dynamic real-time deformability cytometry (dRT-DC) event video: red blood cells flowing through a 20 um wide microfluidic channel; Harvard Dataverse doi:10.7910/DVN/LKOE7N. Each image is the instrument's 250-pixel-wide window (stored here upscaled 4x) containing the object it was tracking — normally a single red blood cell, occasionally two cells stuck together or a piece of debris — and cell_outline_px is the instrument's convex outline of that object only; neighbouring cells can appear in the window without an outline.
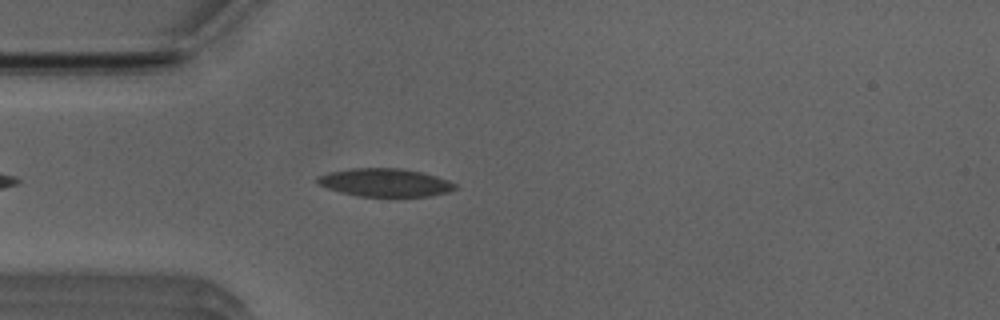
{"species": "Egyptian fruit bat (a non-hibernating species)", "species_latin": "Rousettus aegyptiacus", "temperature_condition": "room temperature", "stored_images_in_passage": 42, "camera_frame_rate_fps": 3000, "um_per_image_px": 0.085, "animal": {"sex": "male"}, "frame": {"image": 1, "passage_image": 5, "time_ms": 1.333, "image_size_px": [1000, 320], "cell_outline_px": [[456, 188], [448, 192], [428, 196], [356, 196], [340, 192], [328, 188], [320, 184], [316, 180], [316, 176], [328, 172], [352, 168], [400, 168], [420, 172], [436, 176], [448, 180], [456, 184]], "centroid_in_image_um": [32.7, 15.51], "position_along_channel_um": 52.3, "area_um2": 22.43}}
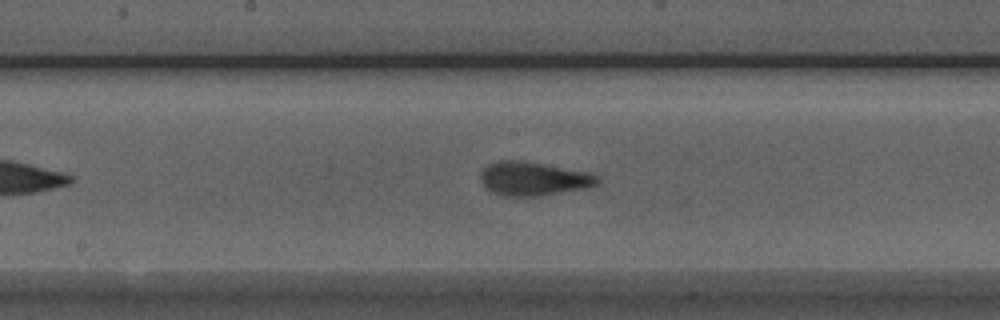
{"frame": {"image": 2, "passage_image": 17, "time_ms": 5.333, "image_size_px": [1000, 320], "cell_outline_px": [[604, 180], [600, 184], [588, 188], [540, 196], [500, 196], [492, 192], [484, 184], [480, 176], [480, 172], [488, 164], [496, 160], [524, 160], [592, 172], [600, 176]], "centroid_in_image_um": [45.44, 15.18], "position_along_channel_um": 202.8, "area_um2": 23.7}}
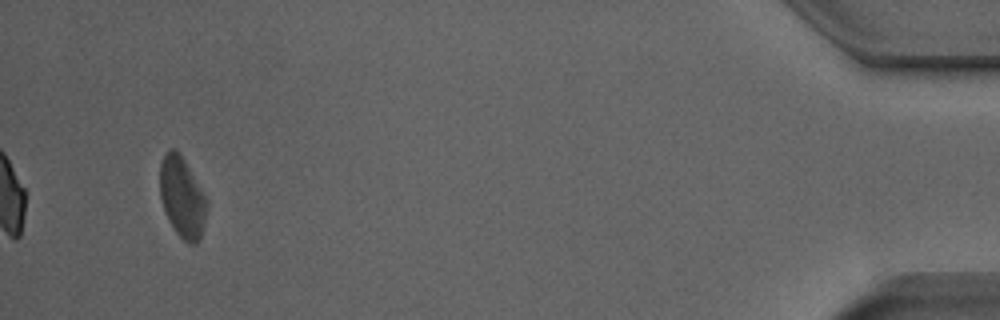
{"frame": {"image": 3, "passage_image": 40, "time_ms": 13.0, "image_size_px": [1000, 320], "cell_outline_px": [[208, 204], [200, 240], [196, 244], [188, 244], [176, 232], [160, 200], [160, 164], [164, 152], [172, 148], [180, 152], [204, 196]], "centroid_in_image_um": [15.47, 16.76], "position_along_channel_um": 419.7, "area_um2": 21.68}, "authors_computed_cell_mechanics": {"area_um2": 22.5998, "velocity_mm_per_s": 3.9216, "shape_relaxation_time_tau1_ms": 4.1742, "shape_relaxation_time_tau2_ms": 1.7411, "deformation_change_tau1": 0.1369, "deformation_change_tau2": 0.0821}}